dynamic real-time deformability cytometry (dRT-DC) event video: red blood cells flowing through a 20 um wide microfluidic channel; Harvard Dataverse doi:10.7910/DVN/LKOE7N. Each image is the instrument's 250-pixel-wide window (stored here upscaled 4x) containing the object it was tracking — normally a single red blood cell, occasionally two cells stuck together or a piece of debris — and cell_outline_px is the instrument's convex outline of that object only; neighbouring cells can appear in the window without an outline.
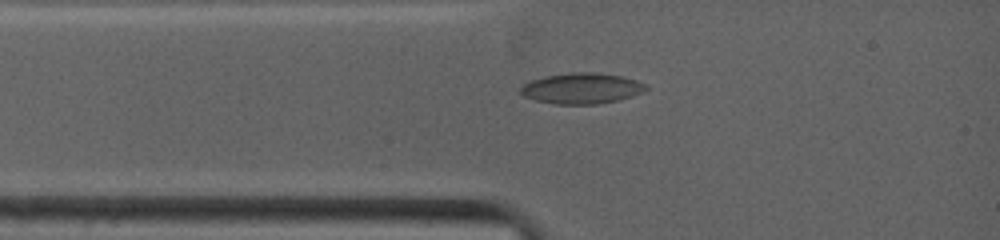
{"species": "common noctule bat (a hibernating species)", "species_latin": "Nyctalus noctula", "temperature_condition": "warm", "stored_images_in_passage": 27, "camera_frame_rate_fps": 4500, "um_per_image_px": 0.085, "animal": {"sex": "female", "body_mass_g": 19.0, "forearm_length_mm": 53.3}, "frame": {"image": 1, "passage_image": 4, "time_ms": 1.778, "image_size_px": [1000, 240], "cell_outline_px": [[648, 88], [644, 92], [632, 96], [616, 100], [596, 104], [556, 104], [536, 100], [524, 96], [520, 92], [520, 88], [524, 84], [532, 80], [544, 76], [572, 72], [592, 72], [620, 76], [636, 80], [644, 84]], "centroid_in_image_um": [49.43, 7.51], "position_along_channel_um": 35.6, "area_um2": 22.25}}
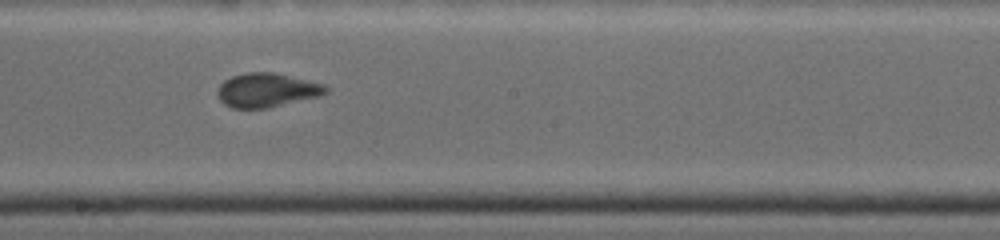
{"frame": {"image": 2, "passage_image": 14, "time_ms": 6.667, "image_size_px": [1000, 240], "cell_outline_px": [[328, 92], [320, 96], [268, 108], [232, 108], [224, 104], [220, 100], [216, 92], [220, 84], [224, 80], [232, 76], [244, 72], [276, 72], [324, 84], [328, 88]], "centroid_in_image_um": [22.67, 7.65], "position_along_channel_um": 225.5, "area_um2": 21.68}}
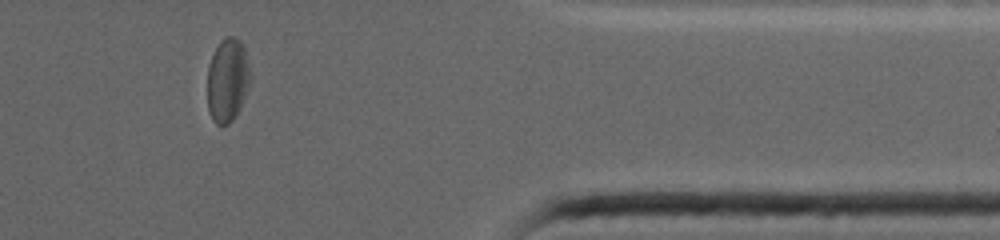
{"frame": {"image": 3, "passage_image": 24, "time_ms": 11.556, "image_size_px": [1000, 240], "cell_outline_px": [[252, 80], [240, 108], [232, 120], [228, 124], [216, 124], [212, 120], [208, 108], [208, 68], [212, 56], [220, 40], [228, 36], [232, 36], [240, 40], [244, 48], [252, 76]], "centroid_in_image_um": [19.36, 6.81], "position_along_channel_um": 392.0, "area_um2": 20.98}, "authors_computed_cell_mechanics": {"area_um2": 21.2704, "velocity_mm_per_s": 3.914, "shape_relaxation_time_tau1_ms": 5.6771, "shape_relaxation_time_tau2_ms": 1.192, "deformation_change_tau1": 0.1555, "deformation_change_tau2": 0.0571}}